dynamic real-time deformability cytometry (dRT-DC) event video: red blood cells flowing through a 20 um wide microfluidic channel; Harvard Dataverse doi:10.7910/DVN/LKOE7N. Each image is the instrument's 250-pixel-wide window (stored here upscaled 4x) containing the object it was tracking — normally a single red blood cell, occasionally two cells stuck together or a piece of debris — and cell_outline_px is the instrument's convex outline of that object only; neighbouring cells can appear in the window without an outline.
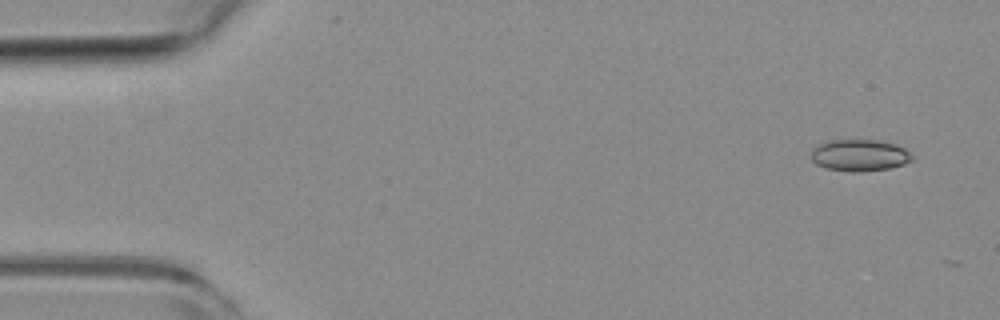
{"species": "common noctule bat (a hibernating species)", "species_latin": "Nyctalus noctula", "temperature_condition": "room temperature", "stored_images_in_passage": 4, "camera_frame_rate_fps": 3000, "um_per_image_px": 0.085, "animal": {"sex": "female", "body_mass_g": 19.3, "forearm_length_mm": 54.1}, "frame": {"image": 1, "passage_image": 1, "time_ms": 0.0, "image_size_px": [1000, 320], "cell_outline_px": [[912, 160], [904, 164], [888, 168], [864, 172], [852, 172], [828, 168], [816, 164], [812, 160], [812, 148], [816, 144], [828, 140], [880, 140], [896, 144], [904, 148], [912, 156]], "centroid_in_image_um": [73.04, 13.19], "position_along_channel_um": 12.0, "area_um2": 18.73}}